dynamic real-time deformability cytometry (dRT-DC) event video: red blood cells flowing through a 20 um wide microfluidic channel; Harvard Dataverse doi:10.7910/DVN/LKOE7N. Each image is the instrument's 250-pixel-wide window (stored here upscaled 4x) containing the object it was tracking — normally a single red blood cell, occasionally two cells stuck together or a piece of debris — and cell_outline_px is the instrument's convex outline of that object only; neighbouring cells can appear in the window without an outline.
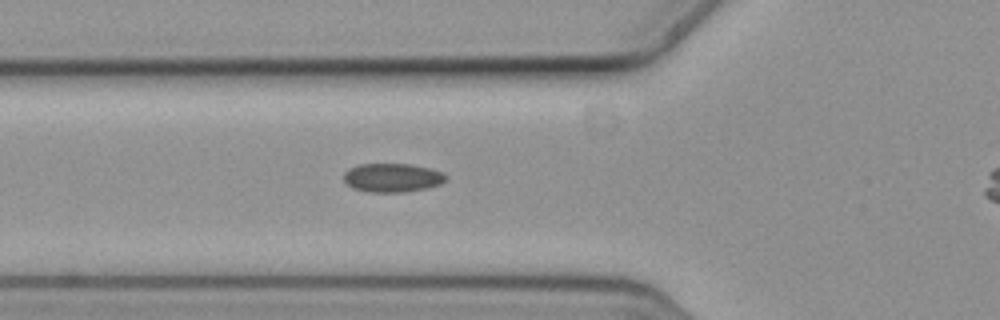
{"species": "common noctule bat (a hibernating species)", "species_latin": "Nyctalus noctula", "temperature_condition": "cold", "stored_images_in_passage": 5, "camera_frame_rate_fps": 3000, "um_per_image_px": 0.085, "animal": {"sex": "female", "body_mass_g": 19.3, "forearm_length_mm": 54.1}, "frame": {"image": 1, "passage_image": 4, "time_ms": 1.0, "image_size_px": [1000, 320], "cell_outline_px": [[448, 180], [440, 184], [428, 188], [404, 192], [368, 192], [352, 188], [344, 180], [344, 172], [348, 168], [360, 164], [412, 164], [444, 172], [448, 176]], "centroid_in_image_um": [33.38, 15.1], "position_along_channel_um": 92.4, "area_um2": 17.34}}